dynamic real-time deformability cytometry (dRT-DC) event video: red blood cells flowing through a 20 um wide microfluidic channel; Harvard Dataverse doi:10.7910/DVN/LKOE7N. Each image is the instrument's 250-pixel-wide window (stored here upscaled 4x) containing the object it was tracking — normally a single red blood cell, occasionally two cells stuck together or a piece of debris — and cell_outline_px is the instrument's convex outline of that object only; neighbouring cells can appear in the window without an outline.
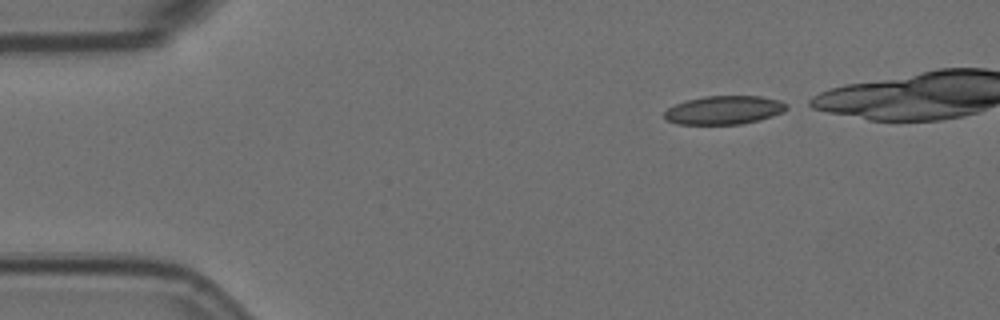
{"species": "Egyptian fruit bat (a non-hibernating species)", "species_latin": "Rousettus aegyptiacus", "temperature_condition": "room temperature", "stored_images_in_passage": 7, "segment_of_instrument_passage": [1, 2], "camera_frame_rate_fps": 3000, "um_per_image_px": 0.085, "animal": {"sex": "female"}, "frame": {"image": 1, "passage_image": 1, "time_ms": 0.0, "image_size_px": [1000, 320], "cell_outline_px": [[788, 108], [784, 112], [760, 120], [740, 124], [676, 124], [664, 120], [664, 112], [668, 108], [676, 104], [688, 100], [704, 96], [760, 96], [780, 100], [788, 104]], "centroid_in_image_um": [61.56, 9.36], "position_along_channel_um": 23.4, "area_um2": 20.46}}
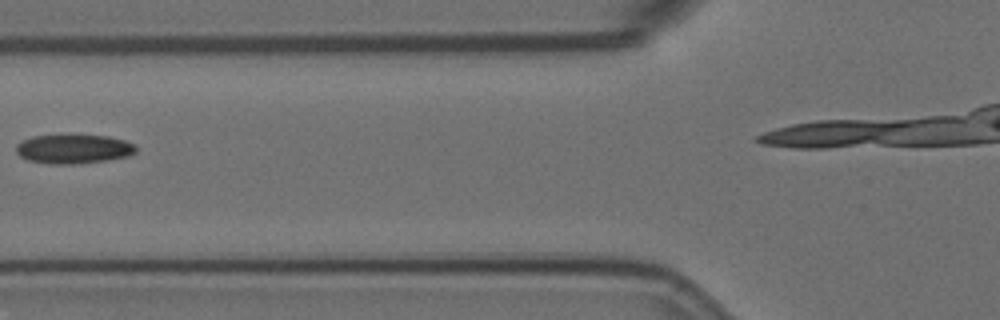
{"frame": {"image": 2, "passage_image": 5, "time_ms": 1.333, "image_size_px": [1000, 320], "cell_outline_px": [[136, 152], [128, 156], [108, 160], [80, 164], [48, 164], [28, 160], [20, 156], [16, 152], [16, 144], [32, 136], [108, 136], [124, 140], [136, 144]], "centroid_in_image_um": [6.27, 12.68], "position_along_channel_um": 119.5, "area_um2": 20.29}}
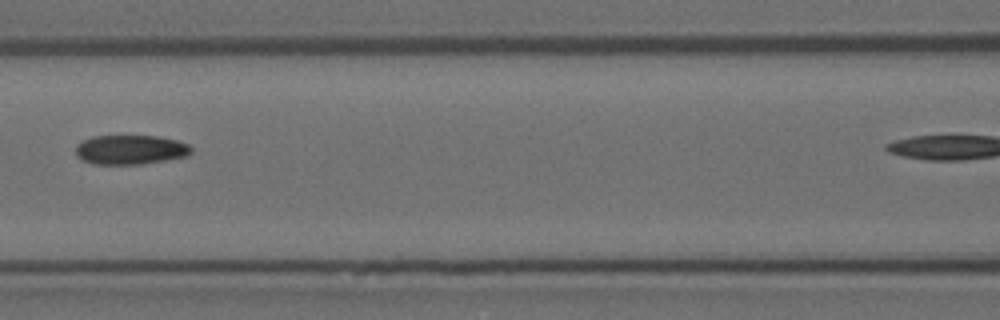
{"frame": {"image": 3, "passage_image": 6, "time_ms": 1.667, "image_size_px": [1000, 320], "cell_outline_px": [[192, 152], [188, 156], [140, 164], [92, 164], [76, 156], [76, 144], [80, 140], [92, 136], [160, 136], [176, 140], [188, 144], [192, 148]], "centroid_in_image_um": [11.07, 12.71], "position_along_channel_um": 155.5, "area_um2": 19.94}}